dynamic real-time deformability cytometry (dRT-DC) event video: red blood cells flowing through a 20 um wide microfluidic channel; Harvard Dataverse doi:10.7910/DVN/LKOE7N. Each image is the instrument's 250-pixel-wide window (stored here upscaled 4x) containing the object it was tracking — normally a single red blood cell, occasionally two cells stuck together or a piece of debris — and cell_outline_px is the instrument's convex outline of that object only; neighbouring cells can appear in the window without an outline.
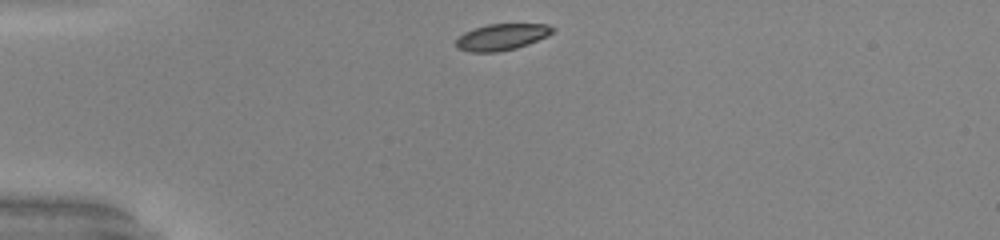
{"species": "common noctule bat (a hibernating species)", "species_latin": "Nyctalus noctula", "temperature_condition": "warm", "stored_images_in_passage": 31, "camera_frame_rate_fps": 3000, "um_per_image_px": 0.085, "animal": {"sex": "male", "body_mass_g": 20.0, "forearm_length_mm": 53.3}, "frame": {"image": 1, "passage_image": 1, "time_ms": 0.0, "image_size_px": [1000, 240], "cell_outline_px": [[556, 28], [548, 36], [528, 44], [516, 48], [496, 52], [472, 52], [456, 48], [456, 40], [464, 32], [488, 24], [548, 24]], "centroid_in_image_um": [42.67, 3.14], "position_along_channel_um": 42.3, "area_um2": 14.8}}
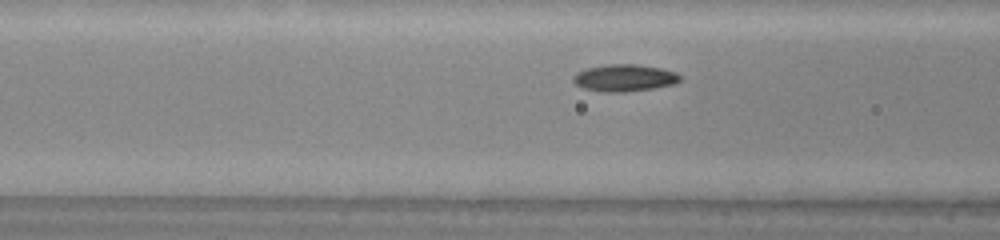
{"frame": {"image": 2, "passage_image": 9, "time_ms": 2.667, "image_size_px": [1000, 240], "cell_outline_px": [[680, 80], [672, 84], [652, 88], [624, 92], [604, 92], [584, 88], [576, 84], [572, 80], [572, 76], [576, 72], [588, 68], [608, 64], [636, 64], [660, 68], [676, 72], [680, 76]], "centroid_in_image_um": [53.04, 6.61], "position_along_channel_um": 113.6, "area_um2": 16.65}}
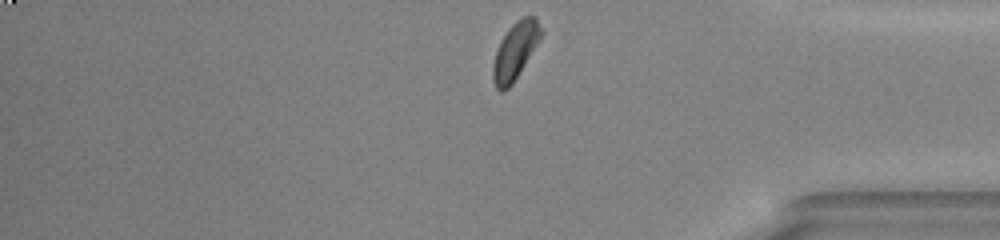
{"frame": {"image": 3, "passage_image": 31, "time_ms": 10.0, "image_size_px": [1000, 240], "cell_outline_px": [[544, 32], [512, 84], [504, 92], [500, 92], [496, 88], [492, 80], [492, 64], [500, 40], [508, 28], [516, 20], [524, 16], [536, 16]], "centroid_in_image_um": [43.78, 4.31], "position_along_channel_um": 391.4, "area_um2": 16.01}, "authors_computed_cell_mechanics": {"area_um2": 15.9528, "velocity_mm_per_s": 4.0183, "shape_relaxation_time_tau1_ms": 2.6259, "shape_relaxation_time_tau2_ms": 3.2605, "deformation_change_tau1": 0.1323, "deformation_change_tau2": 0.0722}}